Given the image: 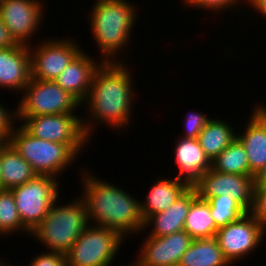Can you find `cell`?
<instances>
[{"label": "cell", "mask_w": 266, "mask_h": 266, "mask_svg": "<svg viewBox=\"0 0 266 266\" xmlns=\"http://www.w3.org/2000/svg\"><path fill=\"white\" fill-rule=\"evenodd\" d=\"M43 3V0H5L0 4V18L17 43L29 46L40 30L45 18Z\"/></svg>", "instance_id": "cell-13"}, {"label": "cell", "mask_w": 266, "mask_h": 266, "mask_svg": "<svg viewBox=\"0 0 266 266\" xmlns=\"http://www.w3.org/2000/svg\"><path fill=\"white\" fill-rule=\"evenodd\" d=\"M91 172L88 168L80 172L83 192L79 196L86 205L90 224L116 230L124 238L143 233L141 200Z\"/></svg>", "instance_id": "cell-2"}, {"label": "cell", "mask_w": 266, "mask_h": 266, "mask_svg": "<svg viewBox=\"0 0 266 266\" xmlns=\"http://www.w3.org/2000/svg\"><path fill=\"white\" fill-rule=\"evenodd\" d=\"M157 180V181H156ZM150 186L145 200H141V214L146 221L150 216L168 209L176 199L189 187L181 179L171 177L157 178Z\"/></svg>", "instance_id": "cell-20"}, {"label": "cell", "mask_w": 266, "mask_h": 266, "mask_svg": "<svg viewBox=\"0 0 266 266\" xmlns=\"http://www.w3.org/2000/svg\"><path fill=\"white\" fill-rule=\"evenodd\" d=\"M197 196L196 189L189 186L168 209L150 216L145 221L143 231L148 230L151 226L152 229L147 235L152 237H161L182 231L189 207Z\"/></svg>", "instance_id": "cell-19"}, {"label": "cell", "mask_w": 266, "mask_h": 266, "mask_svg": "<svg viewBox=\"0 0 266 266\" xmlns=\"http://www.w3.org/2000/svg\"><path fill=\"white\" fill-rule=\"evenodd\" d=\"M241 2L245 3V1L243 0H208V12L211 13L210 11H212L213 12L212 14L216 13V15H219L220 12L223 14L224 10L225 11L233 10L234 12L238 10L240 12L239 9L242 10L243 8V7H240V5L245 6V4Z\"/></svg>", "instance_id": "cell-32"}, {"label": "cell", "mask_w": 266, "mask_h": 266, "mask_svg": "<svg viewBox=\"0 0 266 266\" xmlns=\"http://www.w3.org/2000/svg\"><path fill=\"white\" fill-rule=\"evenodd\" d=\"M9 260H7V262L5 261L2 266H14V264L8 263ZM16 266V265H15ZM20 266V265H19Z\"/></svg>", "instance_id": "cell-38"}, {"label": "cell", "mask_w": 266, "mask_h": 266, "mask_svg": "<svg viewBox=\"0 0 266 266\" xmlns=\"http://www.w3.org/2000/svg\"><path fill=\"white\" fill-rule=\"evenodd\" d=\"M193 187L201 199L208 200L228 194L248 213L252 210L255 182L251 175L221 173L211 168L199 178Z\"/></svg>", "instance_id": "cell-12"}, {"label": "cell", "mask_w": 266, "mask_h": 266, "mask_svg": "<svg viewBox=\"0 0 266 266\" xmlns=\"http://www.w3.org/2000/svg\"><path fill=\"white\" fill-rule=\"evenodd\" d=\"M212 168L221 173L255 177L250 171L245 148L237 138L212 161Z\"/></svg>", "instance_id": "cell-25"}, {"label": "cell", "mask_w": 266, "mask_h": 266, "mask_svg": "<svg viewBox=\"0 0 266 266\" xmlns=\"http://www.w3.org/2000/svg\"><path fill=\"white\" fill-rule=\"evenodd\" d=\"M93 4L87 16L90 18L88 23L92 38L102 57L100 60L127 63L122 57L126 58L125 48L131 43L132 31L139 15L137 5L129 0H95Z\"/></svg>", "instance_id": "cell-3"}, {"label": "cell", "mask_w": 266, "mask_h": 266, "mask_svg": "<svg viewBox=\"0 0 266 266\" xmlns=\"http://www.w3.org/2000/svg\"><path fill=\"white\" fill-rule=\"evenodd\" d=\"M127 67L126 62H103L95 71L88 96L81 104L87 114L82 118V127L89 139L99 123L115 132L131 125L137 102L134 94L138 92L134 91V78Z\"/></svg>", "instance_id": "cell-1"}, {"label": "cell", "mask_w": 266, "mask_h": 266, "mask_svg": "<svg viewBox=\"0 0 266 266\" xmlns=\"http://www.w3.org/2000/svg\"><path fill=\"white\" fill-rule=\"evenodd\" d=\"M255 188L266 187V165L254 177Z\"/></svg>", "instance_id": "cell-36"}, {"label": "cell", "mask_w": 266, "mask_h": 266, "mask_svg": "<svg viewBox=\"0 0 266 266\" xmlns=\"http://www.w3.org/2000/svg\"><path fill=\"white\" fill-rule=\"evenodd\" d=\"M59 38H41V42H36L35 46L34 44L28 46L32 79L54 81L63 69L83 50L79 41L74 40V37H61L60 40Z\"/></svg>", "instance_id": "cell-10"}, {"label": "cell", "mask_w": 266, "mask_h": 266, "mask_svg": "<svg viewBox=\"0 0 266 266\" xmlns=\"http://www.w3.org/2000/svg\"><path fill=\"white\" fill-rule=\"evenodd\" d=\"M146 236L136 254L137 266H178L193 241L184 230L161 237Z\"/></svg>", "instance_id": "cell-14"}, {"label": "cell", "mask_w": 266, "mask_h": 266, "mask_svg": "<svg viewBox=\"0 0 266 266\" xmlns=\"http://www.w3.org/2000/svg\"><path fill=\"white\" fill-rule=\"evenodd\" d=\"M59 181L51 176L36 175L23 185L11 189L22 225L29 233L44 219L59 198Z\"/></svg>", "instance_id": "cell-8"}, {"label": "cell", "mask_w": 266, "mask_h": 266, "mask_svg": "<svg viewBox=\"0 0 266 266\" xmlns=\"http://www.w3.org/2000/svg\"><path fill=\"white\" fill-rule=\"evenodd\" d=\"M16 232L18 235H22L21 232L30 236L29 231L22 225L12 191L2 189L0 190V235L9 237Z\"/></svg>", "instance_id": "cell-26"}, {"label": "cell", "mask_w": 266, "mask_h": 266, "mask_svg": "<svg viewBox=\"0 0 266 266\" xmlns=\"http://www.w3.org/2000/svg\"><path fill=\"white\" fill-rule=\"evenodd\" d=\"M174 143V160L178 175L189 186H193L199 178L212 168L211 160L201 148L198 139L177 137Z\"/></svg>", "instance_id": "cell-18"}, {"label": "cell", "mask_w": 266, "mask_h": 266, "mask_svg": "<svg viewBox=\"0 0 266 266\" xmlns=\"http://www.w3.org/2000/svg\"><path fill=\"white\" fill-rule=\"evenodd\" d=\"M84 50L86 51L83 49L54 80L80 104L87 98L94 73L103 63L97 59L95 61Z\"/></svg>", "instance_id": "cell-17"}, {"label": "cell", "mask_w": 266, "mask_h": 266, "mask_svg": "<svg viewBox=\"0 0 266 266\" xmlns=\"http://www.w3.org/2000/svg\"><path fill=\"white\" fill-rule=\"evenodd\" d=\"M126 264V265H125ZM125 264H123L122 266H137L134 262H129L128 264L127 263H125ZM119 266V265H118ZM121 266V265H120Z\"/></svg>", "instance_id": "cell-39"}, {"label": "cell", "mask_w": 266, "mask_h": 266, "mask_svg": "<svg viewBox=\"0 0 266 266\" xmlns=\"http://www.w3.org/2000/svg\"><path fill=\"white\" fill-rule=\"evenodd\" d=\"M21 95L16 105L17 117L78 113L77 109L81 106L53 80L42 81L31 78Z\"/></svg>", "instance_id": "cell-9"}, {"label": "cell", "mask_w": 266, "mask_h": 266, "mask_svg": "<svg viewBox=\"0 0 266 266\" xmlns=\"http://www.w3.org/2000/svg\"><path fill=\"white\" fill-rule=\"evenodd\" d=\"M210 205L211 215L218 229L231 222L238 221L248 212L228 194L212 197L207 200Z\"/></svg>", "instance_id": "cell-27"}, {"label": "cell", "mask_w": 266, "mask_h": 266, "mask_svg": "<svg viewBox=\"0 0 266 266\" xmlns=\"http://www.w3.org/2000/svg\"><path fill=\"white\" fill-rule=\"evenodd\" d=\"M228 121L210 118L198 136V141L211 162L236 138L237 131Z\"/></svg>", "instance_id": "cell-22"}, {"label": "cell", "mask_w": 266, "mask_h": 266, "mask_svg": "<svg viewBox=\"0 0 266 266\" xmlns=\"http://www.w3.org/2000/svg\"><path fill=\"white\" fill-rule=\"evenodd\" d=\"M17 44L0 18V49L9 48Z\"/></svg>", "instance_id": "cell-33"}, {"label": "cell", "mask_w": 266, "mask_h": 266, "mask_svg": "<svg viewBox=\"0 0 266 266\" xmlns=\"http://www.w3.org/2000/svg\"><path fill=\"white\" fill-rule=\"evenodd\" d=\"M215 237L193 239L178 266H229Z\"/></svg>", "instance_id": "cell-23"}, {"label": "cell", "mask_w": 266, "mask_h": 266, "mask_svg": "<svg viewBox=\"0 0 266 266\" xmlns=\"http://www.w3.org/2000/svg\"><path fill=\"white\" fill-rule=\"evenodd\" d=\"M263 103L254 104L252 115L249 116L240 134L237 132V139L242 143L247 153L249 168L255 176L266 165V105Z\"/></svg>", "instance_id": "cell-15"}, {"label": "cell", "mask_w": 266, "mask_h": 266, "mask_svg": "<svg viewBox=\"0 0 266 266\" xmlns=\"http://www.w3.org/2000/svg\"><path fill=\"white\" fill-rule=\"evenodd\" d=\"M31 80L28 45L0 49V89L21 93Z\"/></svg>", "instance_id": "cell-16"}, {"label": "cell", "mask_w": 266, "mask_h": 266, "mask_svg": "<svg viewBox=\"0 0 266 266\" xmlns=\"http://www.w3.org/2000/svg\"><path fill=\"white\" fill-rule=\"evenodd\" d=\"M37 174L8 142L0 150L1 190H11L33 179Z\"/></svg>", "instance_id": "cell-21"}, {"label": "cell", "mask_w": 266, "mask_h": 266, "mask_svg": "<svg viewBox=\"0 0 266 266\" xmlns=\"http://www.w3.org/2000/svg\"><path fill=\"white\" fill-rule=\"evenodd\" d=\"M181 2L183 3V5L185 4V6L187 8H191V9H204L205 11H208V0H181ZM193 7V8H192Z\"/></svg>", "instance_id": "cell-35"}, {"label": "cell", "mask_w": 266, "mask_h": 266, "mask_svg": "<svg viewBox=\"0 0 266 266\" xmlns=\"http://www.w3.org/2000/svg\"><path fill=\"white\" fill-rule=\"evenodd\" d=\"M124 240L116 230L90 224L66 254L67 266H111Z\"/></svg>", "instance_id": "cell-6"}, {"label": "cell", "mask_w": 266, "mask_h": 266, "mask_svg": "<svg viewBox=\"0 0 266 266\" xmlns=\"http://www.w3.org/2000/svg\"><path fill=\"white\" fill-rule=\"evenodd\" d=\"M18 125L13 129L9 143L31 165L37 175L61 180V174L73 165L78 158L77 155L66 144L36 138Z\"/></svg>", "instance_id": "cell-5"}, {"label": "cell", "mask_w": 266, "mask_h": 266, "mask_svg": "<svg viewBox=\"0 0 266 266\" xmlns=\"http://www.w3.org/2000/svg\"><path fill=\"white\" fill-rule=\"evenodd\" d=\"M265 233L260 222L251 213H247L238 221L218 229L215 238L225 259L230 266H234L262 245Z\"/></svg>", "instance_id": "cell-11"}, {"label": "cell", "mask_w": 266, "mask_h": 266, "mask_svg": "<svg viewBox=\"0 0 266 266\" xmlns=\"http://www.w3.org/2000/svg\"><path fill=\"white\" fill-rule=\"evenodd\" d=\"M9 142V139L0 131V150Z\"/></svg>", "instance_id": "cell-37"}, {"label": "cell", "mask_w": 266, "mask_h": 266, "mask_svg": "<svg viewBox=\"0 0 266 266\" xmlns=\"http://www.w3.org/2000/svg\"><path fill=\"white\" fill-rule=\"evenodd\" d=\"M76 198L69 203H59L58 198L44 219L31 231L33 240L43 243L48 251L66 255L90 225L85 203L80 197Z\"/></svg>", "instance_id": "cell-4"}, {"label": "cell", "mask_w": 266, "mask_h": 266, "mask_svg": "<svg viewBox=\"0 0 266 266\" xmlns=\"http://www.w3.org/2000/svg\"><path fill=\"white\" fill-rule=\"evenodd\" d=\"M2 257H0V266H2V264L5 262V260L4 259H6V258H3V259H1Z\"/></svg>", "instance_id": "cell-40"}, {"label": "cell", "mask_w": 266, "mask_h": 266, "mask_svg": "<svg viewBox=\"0 0 266 266\" xmlns=\"http://www.w3.org/2000/svg\"><path fill=\"white\" fill-rule=\"evenodd\" d=\"M184 119V133L180 134L178 137L182 138H191V139H197L200 132L204 129V126L207 124L208 120L210 119V116L202 114V112H192L188 115H185Z\"/></svg>", "instance_id": "cell-28"}, {"label": "cell", "mask_w": 266, "mask_h": 266, "mask_svg": "<svg viewBox=\"0 0 266 266\" xmlns=\"http://www.w3.org/2000/svg\"><path fill=\"white\" fill-rule=\"evenodd\" d=\"M27 266H67L66 255L44 250L33 257Z\"/></svg>", "instance_id": "cell-29"}, {"label": "cell", "mask_w": 266, "mask_h": 266, "mask_svg": "<svg viewBox=\"0 0 266 266\" xmlns=\"http://www.w3.org/2000/svg\"><path fill=\"white\" fill-rule=\"evenodd\" d=\"M250 213L266 230V187L255 188L254 202Z\"/></svg>", "instance_id": "cell-30"}, {"label": "cell", "mask_w": 266, "mask_h": 266, "mask_svg": "<svg viewBox=\"0 0 266 266\" xmlns=\"http://www.w3.org/2000/svg\"><path fill=\"white\" fill-rule=\"evenodd\" d=\"M82 112L17 117V122L36 138L66 144L77 156L87 148L90 139L82 127ZM20 120V121H19ZM85 146V148H84Z\"/></svg>", "instance_id": "cell-7"}, {"label": "cell", "mask_w": 266, "mask_h": 266, "mask_svg": "<svg viewBox=\"0 0 266 266\" xmlns=\"http://www.w3.org/2000/svg\"><path fill=\"white\" fill-rule=\"evenodd\" d=\"M183 230L193 239L215 237L218 228L211 215L210 205L207 200L197 196L192 201Z\"/></svg>", "instance_id": "cell-24"}, {"label": "cell", "mask_w": 266, "mask_h": 266, "mask_svg": "<svg viewBox=\"0 0 266 266\" xmlns=\"http://www.w3.org/2000/svg\"><path fill=\"white\" fill-rule=\"evenodd\" d=\"M245 5L258 12L262 17L266 18V0H244Z\"/></svg>", "instance_id": "cell-34"}, {"label": "cell", "mask_w": 266, "mask_h": 266, "mask_svg": "<svg viewBox=\"0 0 266 266\" xmlns=\"http://www.w3.org/2000/svg\"><path fill=\"white\" fill-rule=\"evenodd\" d=\"M13 110V111H12ZM17 123L16 105L13 109L6 108L0 102V131L9 139Z\"/></svg>", "instance_id": "cell-31"}]
</instances>
